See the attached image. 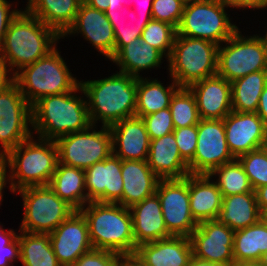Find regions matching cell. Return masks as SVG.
Wrapping results in <instances>:
<instances>
[{
	"instance_id": "1",
	"label": "cell",
	"mask_w": 267,
	"mask_h": 266,
	"mask_svg": "<svg viewBox=\"0 0 267 266\" xmlns=\"http://www.w3.org/2000/svg\"><path fill=\"white\" fill-rule=\"evenodd\" d=\"M78 91L84 96H77L75 93ZM31 114V127L38 134L37 138L46 140L56 141L64 135L87 130L92 125L81 85L71 92L39 99L31 107Z\"/></svg>"
},
{
	"instance_id": "2",
	"label": "cell",
	"mask_w": 267,
	"mask_h": 266,
	"mask_svg": "<svg viewBox=\"0 0 267 266\" xmlns=\"http://www.w3.org/2000/svg\"><path fill=\"white\" fill-rule=\"evenodd\" d=\"M80 81L92 125L111 126L135 116L137 78L122 72L97 80Z\"/></svg>"
},
{
	"instance_id": "3",
	"label": "cell",
	"mask_w": 267,
	"mask_h": 266,
	"mask_svg": "<svg viewBox=\"0 0 267 266\" xmlns=\"http://www.w3.org/2000/svg\"><path fill=\"white\" fill-rule=\"evenodd\" d=\"M60 38L54 29L23 10L8 27L0 49V60L15 75L52 51Z\"/></svg>"
},
{
	"instance_id": "4",
	"label": "cell",
	"mask_w": 267,
	"mask_h": 266,
	"mask_svg": "<svg viewBox=\"0 0 267 266\" xmlns=\"http://www.w3.org/2000/svg\"><path fill=\"white\" fill-rule=\"evenodd\" d=\"M88 224L93 249L116 252L132 258L137 247L130 209L118 203L89 202L79 210Z\"/></svg>"
},
{
	"instance_id": "5",
	"label": "cell",
	"mask_w": 267,
	"mask_h": 266,
	"mask_svg": "<svg viewBox=\"0 0 267 266\" xmlns=\"http://www.w3.org/2000/svg\"><path fill=\"white\" fill-rule=\"evenodd\" d=\"M33 138L32 135L3 156L13 193L30 186L49 185L59 162L55 141Z\"/></svg>"
},
{
	"instance_id": "6",
	"label": "cell",
	"mask_w": 267,
	"mask_h": 266,
	"mask_svg": "<svg viewBox=\"0 0 267 266\" xmlns=\"http://www.w3.org/2000/svg\"><path fill=\"white\" fill-rule=\"evenodd\" d=\"M60 53L55 47L14 75V82L31 107L43 97L71 92L80 85Z\"/></svg>"
},
{
	"instance_id": "7",
	"label": "cell",
	"mask_w": 267,
	"mask_h": 266,
	"mask_svg": "<svg viewBox=\"0 0 267 266\" xmlns=\"http://www.w3.org/2000/svg\"><path fill=\"white\" fill-rule=\"evenodd\" d=\"M219 45L176 35L168 61L169 75L179 87L217 75Z\"/></svg>"
},
{
	"instance_id": "8",
	"label": "cell",
	"mask_w": 267,
	"mask_h": 266,
	"mask_svg": "<svg viewBox=\"0 0 267 266\" xmlns=\"http://www.w3.org/2000/svg\"><path fill=\"white\" fill-rule=\"evenodd\" d=\"M221 0H197L184 5L177 35L221 45L239 28L232 24Z\"/></svg>"
},
{
	"instance_id": "9",
	"label": "cell",
	"mask_w": 267,
	"mask_h": 266,
	"mask_svg": "<svg viewBox=\"0 0 267 266\" xmlns=\"http://www.w3.org/2000/svg\"><path fill=\"white\" fill-rule=\"evenodd\" d=\"M23 202V219L19 231L50 234L75 209L61 199L48 185L20 189Z\"/></svg>"
},
{
	"instance_id": "10",
	"label": "cell",
	"mask_w": 267,
	"mask_h": 266,
	"mask_svg": "<svg viewBox=\"0 0 267 266\" xmlns=\"http://www.w3.org/2000/svg\"><path fill=\"white\" fill-rule=\"evenodd\" d=\"M238 29L218 47L217 75L233 82L252 72L267 70V44L262 36H243Z\"/></svg>"
},
{
	"instance_id": "11",
	"label": "cell",
	"mask_w": 267,
	"mask_h": 266,
	"mask_svg": "<svg viewBox=\"0 0 267 266\" xmlns=\"http://www.w3.org/2000/svg\"><path fill=\"white\" fill-rule=\"evenodd\" d=\"M91 125L87 130L59 137L55 142L58 147L59 163L87 169L101 162L113 153L112 133L108 126Z\"/></svg>"
},
{
	"instance_id": "12",
	"label": "cell",
	"mask_w": 267,
	"mask_h": 266,
	"mask_svg": "<svg viewBox=\"0 0 267 266\" xmlns=\"http://www.w3.org/2000/svg\"><path fill=\"white\" fill-rule=\"evenodd\" d=\"M31 105L13 82L0 91V157L29 139L33 130Z\"/></svg>"
},
{
	"instance_id": "13",
	"label": "cell",
	"mask_w": 267,
	"mask_h": 266,
	"mask_svg": "<svg viewBox=\"0 0 267 266\" xmlns=\"http://www.w3.org/2000/svg\"><path fill=\"white\" fill-rule=\"evenodd\" d=\"M156 193L168 232L172 236L190 237L198 223L191 215L189 175L183 179H160Z\"/></svg>"
},
{
	"instance_id": "14",
	"label": "cell",
	"mask_w": 267,
	"mask_h": 266,
	"mask_svg": "<svg viewBox=\"0 0 267 266\" xmlns=\"http://www.w3.org/2000/svg\"><path fill=\"white\" fill-rule=\"evenodd\" d=\"M197 147L188 163L190 174H210L215 168L236 158L229 150L223 119H200Z\"/></svg>"
},
{
	"instance_id": "15",
	"label": "cell",
	"mask_w": 267,
	"mask_h": 266,
	"mask_svg": "<svg viewBox=\"0 0 267 266\" xmlns=\"http://www.w3.org/2000/svg\"><path fill=\"white\" fill-rule=\"evenodd\" d=\"M234 234L235 231L217 219L198 223L189 237L193 256L224 266H232Z\"/></svg>"
},
{
	"instance_id": "16",
	"label": "cell",
	"mask_w": 267,
	"mask_h": 266,
	"mask_svg": "<svg viewBox=\"0 0 267 266\" xmlns=\"http://www.w3.org/2000/svg\"><path fill=\"white\" fill-rule=\"evenodd\" d=\"M49 236L61 266H72L79 257L93 249L87 221L79 210H75Z\"/></svg>"
},
{
	"instance_id": "17",
	"label": "cell",
	"mask_w": 267,
	"mask_h": 266,
	"mask_svg": "<svg viewBox=\"0 0 267 266\" xmlns=\"http://www.w3.org/2000/svg\"><path fill=\"white\" fill-rule=\"evenodd\" d=\"M85 171L87 204L89 202L118 203L122 199L123 179L121 159L113 153Z\"/></svg>"
},
{
	"instance_id": "18",
	"label": "cell",
	"mask_w": 267,
	"mask_h": 266,
	"mask_svg": "<svg viewBox=\"0 0 267 266\" xmlns=\"http://www.w3.org/2000/svg\"><path fill=\"white\" fill-rule=\"evenodd\" d=\"M81 34L100 54L111 60L114 57V29L105 12L81 2L73 25L62 36Z\"/></svg>"
},
{
	"instance_id": "19",
	"label": "cell",
	"mask_w": 267,
	"mask_h": 266,
	"mask_svg": "<svg viewBox=\"0 0 267 266\" xmlns=\"http://www.w3.org/2000/svg\"><path fill=\"white\" fill-rule=\"evenodd\" d=\"M223 120L226 141L236 159L261 147L267 127L256 112L231 111Z\"/></svg>"
},
{
	"instance_id": "20",
	"label": "cell",
	"mask_w": 267,
	"mask_h": 266,
	"mask_svg": "<svg viewBox=\"0 0 267 266\" xmlns=\"http://www.w3.org/2000/svg\"><path fill=\"white\" fill-rule=\"evenodd\" d=\"M192 255L189 237L171 236L139 245L132 259L140 266H188Z\"/></svg>"
},
{
	"instance_id": "21",
	"label": "cell",
	"mask_w": 267,
	"mask_h": 266,
	"mask_svg": "<svg viewBox=\"0 0 267 266\" xmlns=\"http://www.w3.org/2000/svg\"><path fill=\"white\" fill-rule=\"evenodd\" d=\"M109 129L114 155L121 160L147 161L150 139L142 118H125L109 126Z\"/></svg>"
},
{
	"instance_id": "22",
	"label": "cell",
	"mask_w": 267,
	"mask_h": 266,
	"mask_svg": "<svg viewBox=\"0 0 267 266\" xmlns=\"http://www.w3.org/2000/svg\"><path fill=\"white\" fill-rule=\"evenodd\" d=\"M200 119H224L232 111L231 82L218 75L191 84Z\"/></svg>"
},
{
	"instance_id": "23",
	"label": "cell",
	"mask_w": 267,
	"mask_h": 266,
	"mask_svg": "<svg viewBox=\"0 0 267 266\" xmlns=\"http://www.w3.org/2000/svg\"><path fill=\"white\" fill-rule=\"evenodd\" d=\"M129 209L132 215L136 247L172 236L166 228L161 203L156 192L142 202L132 205Z\"/></svg>"
},
{
	"instance_id": "24",
	"label": "cell",
	"mask_w": 267,
	"mask_h": 266,
	"mask_svg": "<svg viewBox=\"0 0 267 266\" xmlns=\"http://www.w3.org/2000/svg\"><path fill=\"white\" fill-rule=\"evenodd\" d=\"M148 166L160 179H183L190 174L179 153L174 133L150 140Z\"/></svg>"
},
{
	"instance_id": "25",
	"label": "cell",
	"mask_w": 267,
	"mask_h": 266,
	"mask_svg": "<svg viewBox=\"0 0 267 266\" xmlns=\"http://www.w3.org/2000/svg\"><path fill=\"white\" fill-rule=\"evenodd\" d=\"M121 171L123 193L118 204L130 208L156 192L160 178L151 170L147 161L121 160Z\"/></svg>"
},
{
	"instance_id": "26",
	"label": "cell",
	"mask_w": 267,
	"mask_h": 266,
	"mask_svg": "<svg viewBox=\"0 0 267 266\" xmlns=\"http://www.w3.org/2000/svg\"><path fill=\"white\" fill-rule=\"evenodd\" d=\"M191 215L197 223L217 219L223 196L209 174H189Z\"/></svg>"
},
{
	"instance_id": "27",
	"label": "cell",
	"mask_w": 267,
	"mask_h": 266,
	"mask_svg": "<svg viewBox=\"0 0 267 266\" xmlns=\"http://www.w3.org/2000/svg\"><path fill=\"white\" fill-rule=\"evenodd\" d=\"M25 11L39 18L61 37L73 25L83 0H27Z\"/></svg>"
},
{
	"instance_id": "28",
	"label": "cell",
	"mask_w": 267,
	"mask_h": 266,
	"mask_svg": "<svg viewBox=\"0 0 267 266\" xmlns=\"http://www.w3.org/2000/svg\"><path fill=\"white\" fill-rule=\"evenodd\" d=\"M163 57L155 47L137 38L125 45L110 61L117 64L119 72L140 78V71L160 68Z\"/></svg>"
},
{
	"instance_id": "29",
	"label": "cell",
	"mask_w": 267,
	"mask_h": 266,
	"mask_svg": "<svg viewBox=\"0 0 267 266\" xmlns=\"http://www.w3.org/2000/svg\"><path fill=\"white\" fill-rule=\"evenodd\" d=\"M217 220L233 231L244 229L261 220L255 192L223 197Z\"/></svg>"
},
{
	"instance_id": "30",
	"label": "cell",
	"mask_w": 267,
	"mask_h": 266,
	"mask_svg": "<svg viewBox=\"0 0 267 266\" xmlns=\"http://www.w3.org/2000/svg\"><path fill=\"white\" fill-rule=\"evenodd\" d=\"M48 186L75 210H80L87 204L85 171L83 169L58 162Z\"/></svg>"
},
{
	"instance_id": "31",
	"label": "cell",
	"mask_w": 267,
	"mask_h": 266,
	"mask_svg": "<svg viewBox=\"0 0 267 266\" xmlns=\"http://www.w3.org/2000/svg\"><path fill=\"white\" fill-rule=\"evenodd\" d=\"M152 79V80H151ZM148 77L137 78V96L135 116H143L168 108L174 93L180 88L172 80L168 87H164L161 81Z\"/></svg>"
},
{
	"instance_id": "32",
	"label": "cell",
	"mask_w": 267,
	"mask_h": 266,
	"mask_svg": "<svg viewBox=\"0 0 267 266\" xmlns=\"http://www.w3.org/2000/svg\"><path fill=\"white\" fill-rule=\"evenodd\" d=\"M267 84V70L252 72L231 82L232 111L256 112Z\"/></svg>"
},
{
	"instance_id": "33",
	"label": "cell",
	"mask_w": 267,
	"mask_h": 266,
	"mask_svg": "<svg viewBox=\"0 0 267 266\" xmlns=\"http://www.w3.org/2000/svg\"><path fill=\"white\" fill-rule=\"evenodd\" d=\"M267 252V226L262 220L254 225L235 231L234 262L259 261Z\"/></svg>"
},
{
	"instance_id": "34",
	"label": "cell",
	"mask_w": 267,
	"mask_h": 266,
	"mask_svg": "<svg viewBox=\"0 0 267 266\" xmlns=\"http://www.w3.org/2000/svg\"><path fill=\"white\" fill-rule=\"evenodd\" d=\"M20 262L23 266H61L49 234L19 231Z\"/></svg>"
},
{
	"instance_id": "35",
	"label": "cell",
	"mask_w": 267,
	"mask_h": 266,
	"mask_svg": "<svg viewBox=\"0 0 267 266\" xmlns=\"http://www.w3.org/2000/svg\"><path fill=\"white\" fill-rule=\"evenodd\" d=\"M209 175L212 178H216V176H218L215 182L223 197L255 192L252 189L248 176L238 159L215 168Z\"/></svg>"
},
{
	"instance_id": "36",
	"label": "cell",
	"mask_w": 267,
	"mask_h": 266,
	"mask_svg": "<svg viewBox=\"0 0 267 266\" xmlns=\"http://www.w3.org/2000/svg\"><path fill=\"white\" fill-rule=\"evenodd\" d=\"M175 128L197 125L200 121L197 102L188 87H180L169 105Z\"/></svg>"
},
{
	"instance_id": "37",
	"label": "cell",
	"mask_w": 267,
	"mask_h": 266,
	"mask_svg": "<svg viewBox=\"0 0 267 266\" xmlns=\"http://www.w3.org/2000/svg\"><path fill=\"white\" fill-rule=\"evenodd\" d=\"M177 29L169 23L151 19L145 26L141 40L149 43L169 58L172 52Z\"/></svg>"
},
{
	"instance_id": "38",
	"label": "cell",
	"mask_w": 267,
	"mask_h": 266,
	"mask_svg": "<svg viewBox=\"0 0 267 266\" xmlns=\"http://www.w3.org/2000/svg\"><path fill=\"white\" fill-rule=\"evenodd\" d=\"M248 176L252 189L267 185V155L261 148L237 158Z\"/></svg>"
},
{
	"instance_id": "39",
	"label": "cell",
	"mask_w": 267,
	"mask_h": 266,
	"mask_svg": "<svg viewBox=\"0 0 267 266\" xmlns=\"http://www.w3.org/2000/svg\"><path fill=\"white\" fill-rule=\"evenodd\" d=\"M130 17L133 18L131 25H123L120 23H111L114 29L115 35V47H114V56L125 46L130 43L131 40L141 38L142 32L147 25V23L153 19L152 16H140L136 15L137 12L129 8ZM132 20V21H133Z\"/></svg>"
},
{
	"instance_id": "40",
	"label": "cell",
	"mask_w": 267,
	"mask_h": 266,
	"mask_svg": "<svg viewBox=\"0 0 267 266\" xmlns=\"http://www.w3.org/2000/svg\"><path fill=\"white\" fill-rule=\"evenodd\" d=\"M149 139L163 137L174 131L170 108H164L155 113L143 116Z\"/></svg>"
},
{
	"instance_id": "41",
	"label": "cell",
	"mask_w": 267,
	"mask_h": 266,
	"mask_svg": "<svg viewBox=\"0 0 267 266\" xmlns=\"http://www.w3.org/2000/svg\"><path fill=\"white\" fill-rule=\"evenodd\" d=\"M184 4L180 0H154L152 4V18L169 23L178 28Z\"/></svg>"
},
{
	"instance_id": "42",
	"label": "cell",
	"mask_w": 267,
	"mask_h": 266,
	"mask_svg": "<svg viewBox=\"0 0 267 266\" xmlns=\"http://www.w3.org/2000/svg\"><path fill=\"white\" fill-rule=\"evenodd\" d=\"M16 233L13 229L6 231L0 225V266H13L12 262L20 260L19 234Z\"/></svg>"
},
{
	"instance_id": "43",
	"label": "cell",
	"mask_w": 267,
	"mask_h": 266,
	"mask_svg": "<svg viewBox=\"0 0 267 266\" xmlns=\"http://www.w3.org/2000/svg\"><path fill=\"white\" fill-rule=\"evenodd\" d=\"M173 133L180 155L189 163L193 159L197 147V125L175 128Z\"/></svg>"
},
{
	"instance_id": "44",
	"label": "cell",
	"mask_w": 267,
	"mask_h": 266,
	"mask_svg": "<svg viewBox=\"0 0 267 266\" xmlns=\"http://www.w3.org/2000/svg\"><path fill=\"white\" fill-rule=\"evenodd\" d=\"M123 259L116 252L92 249L79 257L72 266H120Z\"/></svg>"
},
{
	"instance_id": "45",
	"label": "cell",
	"mask_w": 267,
	"mask_h": 266,
	"mask_svg": "<svg viewBox=\"0 0 267 266\" xmlns=\"http://www.w3.org/2000/svg\"><path fill=\"white\" fill-rule=\"evenodd\" d=\"M11 7H13L12 3L10 4L7 0H0V49L3 46L9 25L22 11L17 8L11 9Z\"/></svg>"
},
{
	"instance_id": "46",
	"label": "cell",
	"mask_w": 267,
	"mask_h": 266,
	"mask_svg": "<svg viewBox=\"0 0 267 266\" xmlns=\"http://www.w3.org/2000/svg\"><path fill=\"white\" fill-rule=\"evenodd\" d=\"M89 6L100 11H116L125 7L126 0H83Z\"/></svg>"
},
{
	"instance_id": "47",
	"label": "cell",
	"mask_w": 267,
	"mask_h": 266,
	"mask_svg": "<svg viewBox=\"0 0 267 266\" xmlns=\"http://www.w3.org/2000/svg\"><path fill=\"white\" fill-rule=\"evenodd\" d=\"M227 7L243 8V9H265L267 8V0H221Z\"/></svg>"
},
{
	"instance_id": "48",
	"label": "cell",
	"mask_w": 267,
	"mask_h": 266,
	"mask_svg": "<svg viewBox=\"0 0 267 266\" xmlns=\"http://www.w3.org/2000/svg\"><path fill=\"white\" fill-rule=\"evenodd\" d=\"M14 82V75L7 65L0 60V91L6 89Z\"/></svg>"
},
{
	"instance_id": "49",
	"label": "cell",
	"mask_w": 267,
	"mask_h": 266,
	"mask_svg": "<svg viewBox=\"0 0 267 266\" xmlns=\"http://www.w3.org/2000/svg\"><path fill=\"white\" fill-rule=\"evenodd\" d=\"M256 113L263 120L265 126L267 127V84L259 98L258 109Z\"/></svg>"
},
{
	"instance_id": "50",
	"label": "cell",
	"mask_w": 267,
	"mask_h": 266,
	"mask_svg": "<svg viewBox=\"0 0 267 266\" xmlns=\"http://www.w3.org/2000/svg\"><path fill=\"white\" fill-rule=\"evenodd\" d=\"M136 1V0H135ZM135 1H133V2H135ZM153 1L154 0H137L135 3L136 4H138L139 5V7H141L140 9H141V11H140V13L138 14L137 13V15H141V16H152V4H153ZM129 2H132V0H126V3H125V7H127L128 8V3ZM127 4V5H126ZM137 5V6H138ZM139 9V10H140ZM138 10V9H137ZM141 12H143V13H141Z\"/></svg>"
},
{
	"instance_id": "51",
	"label": "cell",
	"mask_w": 267,
	"mask_h": 266,
	"mask_svg": "<svg viewBox=\"0 0 267 266\" xmlns=\"http://www.w3.org/2000/svg\"><path fill=\"white\" fill-rule=\"evenodd\" d=\"M255 194L260 212L267 210V185L257 188Z\"/></svg>"
},
{
	"instance_id": "52",
	"label": "cell",
	"mask_w": 267,
	"mask_h": 266,
	"mask_svg": "<svg viewBox=\"0 0 267 266\" xmlns=\"http://www.w3.org/2000/svg\"><path fill=\"white\" fill-rule=\"evenodd\" d=\"M3 157H0V205L3 201V189L7 187V170Z\"/></svg>"
},
{
	"instance_id": "53",
	"label": "cell",
	"mask_w": 267,
	"mask_h": 266,
	"mask_svg": "<svg viewBox=\"0 0 267 266\" xmlns=\"http://www.w3.org/2000/svg\"><path fill=\"white\" fill-rule=\"evenodd\" d=\"M126 11H127V14L129 15V7L128 8L124 7L122 10L104 11V12L108 20L110 21V23H121L122 19H124L122 15L124 16Z\"/></svg>"
},
{
	"instance_id": "54",
	"label": "cell",
	"mask_w": 267,
	"mask_h": 266,
	"mask_svg": "<svg viewBox=\"0 0 267 266\" xmlns=\"http://www.w3.org/2000/svg\"><path fill=\"white\" fill-rule=\"evenodd\" d=\"M188 266H224L218 263L210 262L207 260L199 259L195 256H191Z\"/></svg>"
},
{
	"instance_id": "55",
	"label": "cell",
	"mask_w": 267,
	"mask_h": 266,
	"mask_svg": "<svg viewBox=\"0 0 267 266\" xmlns=\"http://www.w3.org/2000/svg\"><path fill=\"white\" fill-rule=\"evenodd\" d=\"M232 266H264L260 261L234 262Z\"/></svg>"
},
{
	"instance_id": "56",
	"label": "cell",
	"mask_w": 267,
	"mask_h": 266,
	"mask_svg": "<svg viewBox=\"0 0 267 266\" xmlns=\"http://www.w3.org/2000/svg\"><path fill=\"white\" fill-rule=\"evenodd\" d=\"M120 266H140L132 258H124L120 263Z\"/></svg>"
},
{
	"instance_id": "57",
	"label": "cell",
	"mask_w": 267,
	"mask_h": 266,
	"mask_svg": "<svg viewBox=\"0 0 267 266\" xmlns=\"http://www.w3.org/2000/svg\"><path fill=\"white\" fill-rule=\"evenodd\" d=\"M260 148L267 155V128Z\"/></svg>"
},
{
	"instance_id": "58",
	"label": "cell",
	"mask_w": 267,
	"mask_h": 266,
	"mask_svg": "<svg viewBox=\"0 0 267 266\" xmlns=\"http://www.w3.org/2000/svg\"><path fill=\"white\" fill-rule=\"evenodd\" d=\"M259 261L264 265L267 266V252L263 253L259 259Z\"/></svg>"
},
{
	"instance_id": "59",
	"label": "cell",
	"mask_w": 267,
	"mask_h": 266,
	"mask_svg": "<svg viewBox=\"0 0 267 266\" xmlns=\"http://www.w3.org/2000/svg\"><path fill=\"white\" fill-rule=\"evenodd\" d=\"M261 220L267 226V210L261 212Z\"/></svg>"
},
{
	"instance_id": "60",
	"label": "cell",
	"mask_w": 267,
	"mask_h": 266,
	"mask_svg": "<svg viewBox=\"0 0 267 266\" xmlns=\"http://www.w3.org/2000/svg\"><path fill=\"white\" fill-rule=\"evenodd\" d=\"M184 5L191 4L192 2H195L197 0H180Z\"/></svg>"
},
{
	"instance_id": "61",
	"label": "cell",
	"mask_w": 267,
	"mask_h": 266,
	"mask_svg": "<svg viewBox=\"0 0 267 266\" xmlns=\"http://www.w3.org/2000/svg\"><path fill=\"white\" fill-rule=\"evenodd\" d=\"M265 33H266V35L263 36V38H264V40H265V42H266V44H267V32H265Z\"/></svg>"
}]
</instances>
